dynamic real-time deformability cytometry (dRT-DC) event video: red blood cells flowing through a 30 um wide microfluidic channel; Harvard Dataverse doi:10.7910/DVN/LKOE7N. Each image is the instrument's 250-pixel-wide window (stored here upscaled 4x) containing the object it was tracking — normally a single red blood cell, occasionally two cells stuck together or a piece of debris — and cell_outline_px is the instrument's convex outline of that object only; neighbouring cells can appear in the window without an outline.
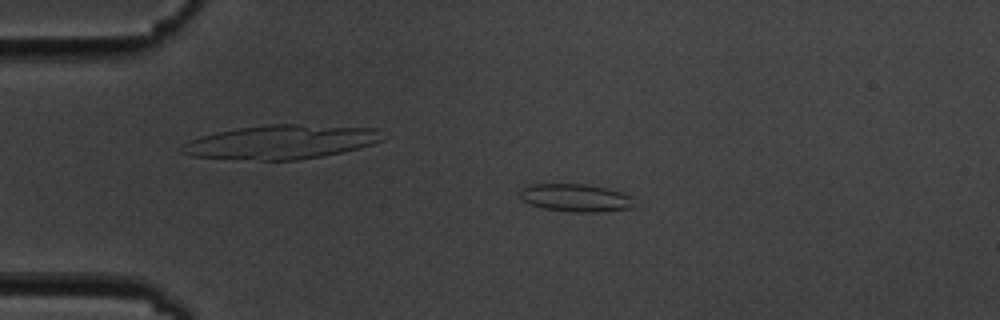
{"species": "common noctule bat (a hibernating species)", "species_latin": "Nyctalus noctula", "temperature_condition": "cold", "stored_images_in_passage": 56, "camera_frame_rate_fps": 3000, "um_per_image_px": 0.085, "animal": {"sex": "male", "body_mass_g": 19.5, "forearm_length_mm": 54.6}, "frame": {"image": 1, "passage_image": 12, "time_ms": 3.667, "image_size_px": [1000, 320], "cell_outline_px": [[632, 208], [596, 212], [572, 212], [544, 208], [532, 204], [524, 200], [520, 196], [520, 192], [528, 184], [584, 184], [604, 188], [620, 192], [628, 196]], "centroid_in_image_um": [48.87, 16.81], "position_along_channel_um": 36.1, "area_um2": 17.92}}
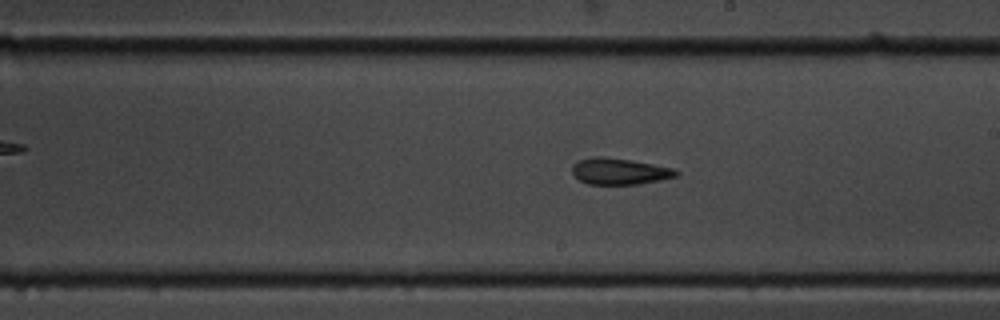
{"frame": {"image": 2, "passage_image": 32, "time_ms": 10.333, "image_size_px": [1000, 320], "cell_outline_px": [[680, 172], [676, 176], [660, 180], [636, 184], [588, 184], [580, 180], [572, 172], [572, 164], [580, 160], [596, 156], [604, 156], [632, 160], [672, 168]], "centroid_in_image_um": [52.64, 14.55], "position_along_channel_um": 236.4, "area_um2": 15.84}}
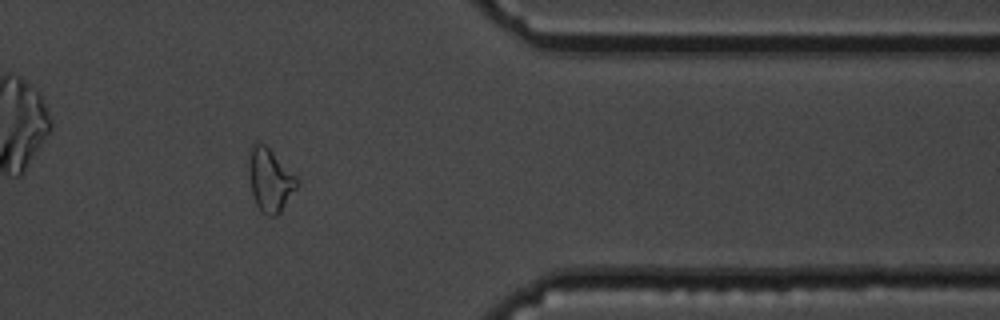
{"frame": {"image": 3, "passage_image": 46, "time_ms": 15.0, "image_size_px": [1000, 320], "cell_outline_px": [[300, 184], [280, 212], [276, 216], [268, 216], [260, 212], [256, 204], [252, 192], [248, 172], [248, 156], [252, 140], [256, 140], [264, 144], [300, 180]], "centroid_in_image_um": [22.93, 15.28], "position_along_channel_um": 388.5, "area_um2": 17.98}, "authors_computed_cell_mechanics": {"area_um2": 17.1088, "velocity_mm_per_s": 3.5858, "shape_relaxation_time_tau1_ms": 6.422, "shape_relaxation_time_tau2_ms": 2.0291, "deformation_change_tau1": 0.1789, "deformation_change_tau2": 0.1027}}